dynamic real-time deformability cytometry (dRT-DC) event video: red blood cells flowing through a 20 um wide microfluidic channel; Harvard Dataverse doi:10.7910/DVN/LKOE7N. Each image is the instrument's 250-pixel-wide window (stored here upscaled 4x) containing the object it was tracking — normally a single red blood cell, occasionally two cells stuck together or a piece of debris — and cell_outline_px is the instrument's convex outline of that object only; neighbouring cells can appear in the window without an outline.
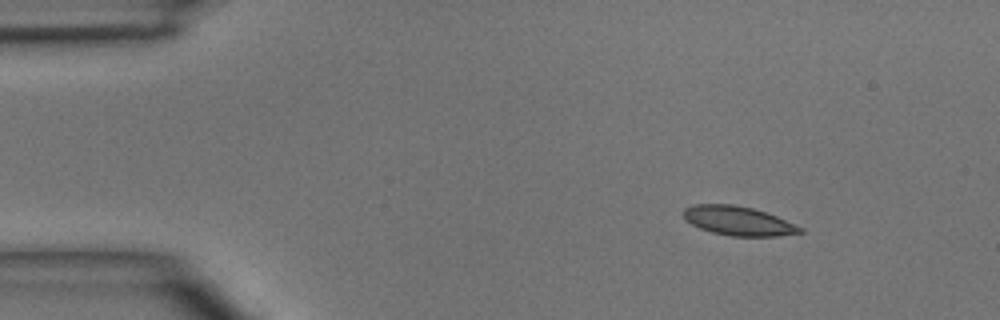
{"species": "common noctule bat (a hibernating species)", "species_latin": "Nyctalus noctula", "temperature_condition": "room temperature", "stored_images_in_passage": 3, "camera_frame_rate_fps": 3000, "um_per_image_px": 0.085, "animal": {"sex": "male", "body_mass_g": 15.6}, "frame": {"image": 1, "passage_image": 1, "time_ms": 0.0, "image_size_px": [1000, 320], "cell_outline_px": [[804, 232], [780, 236], [732, 236], [712, 232], [700, 228], [684, 220], [684, 208], [696, 204], [732, 204], [752, 208], [776, 216], [804, 228]], "centroid_in_image_um": [62.76, 18.78], "position_along_channel_um": 22.2, "area_um2": 19.71}}
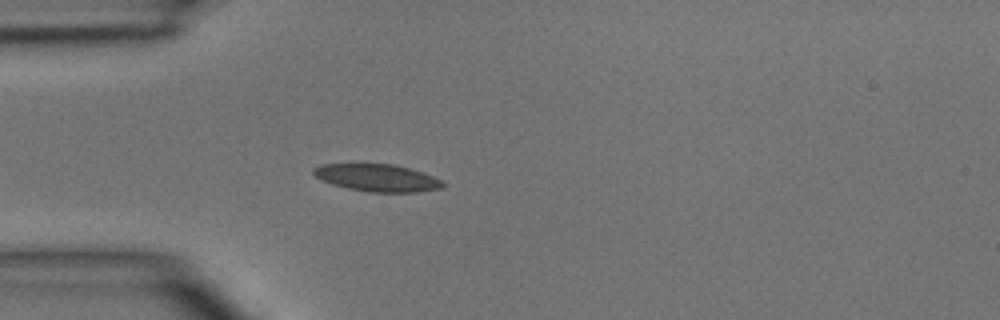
{"frame": {"image": 2, "passage_image": 3, "time_ms": 2.333, "image_size_px": [1000, 320], "cell_outline_px": [[444, 184], [440, 188], [416, 192], [368, 192], [348, 188], [332, 184], [320, 180], [312, 172], [312, 168], [320, 164], [392, 164], [408, 168], [432, 176], [440, 180]], "centroid_in_image_um": [31.99, 15.11], "position_along_channel_um": 53.0, "area_um2": 20.35}}